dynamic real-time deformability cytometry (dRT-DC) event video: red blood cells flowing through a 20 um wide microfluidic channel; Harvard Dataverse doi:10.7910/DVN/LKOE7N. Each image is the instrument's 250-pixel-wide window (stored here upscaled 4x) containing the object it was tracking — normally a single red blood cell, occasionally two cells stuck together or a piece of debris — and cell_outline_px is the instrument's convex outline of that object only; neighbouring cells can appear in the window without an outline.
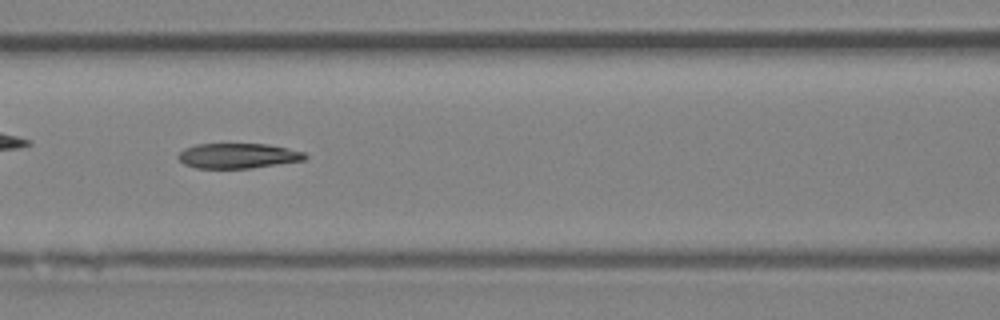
{"species": "Egyptian fruit bat (a non-hibernating species)", "species_latin": "Rousettus aegyptiacus", "temperature_condition": "room temperature", "stored_images_in_passage": 38, "camera_frame_rate_fps": 3000, "um_per_image_px": 0.085, "animal": {"sex": "female"}, "frame": {"image": 1, "passage_image": 12, "time_ms": 3.667, "image_size_px": [1000, 320], "cell_outline_px": [[308, 156], [304, 160], [252, 168], [196, 168], [184, 164], [176, 156], [184, 148], [196, 144], [268, 144], [288, 148], [304, 152]], "centroid_in_image_um": [20.22, 13.24], "position_along_channel_um": 146.4, "area_um2": 18.55}}